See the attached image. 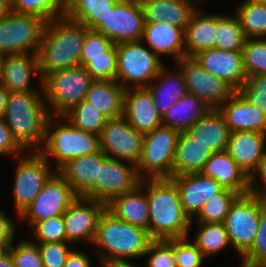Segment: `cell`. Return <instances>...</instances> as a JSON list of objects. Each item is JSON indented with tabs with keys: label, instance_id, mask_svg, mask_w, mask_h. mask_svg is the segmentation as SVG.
<instances>
[{
	"label": "cell",
	"instance_id": "obj_37",
	"mask_svg": "<svg viewBox=\"0 0 266 267\" xmlns=\"http://www.w3.org/2000/svg\"><path fill=\"white\" fill-rule=\"evenodd\" d=\"M198 225L192 242L206 259L211 255L222 252L231 245L223 223H198Z\"/></svg>",
	"mask_w": 266,
	"mask_h": 267
},
{
	"label": "cell",
	"instance_id": "obj_22",
	"mask_svg": "<svg viewBox=\"0 0 266 267\" xmlns=\"http://www.w3.org/2000/svg\"><path fill=\"white\" fill-rule=\"evenodd\" d=\"M266 133L258 131H235L230 133L226 151L250 177L259 162L266 157Z\"/></svg>",
	"mask_w": 266,
	"mask_h": 267
},
{
	"label": "cell",
	"instance_id": "obj_43",
	"mask_svg": "<svg viewBox=\"0 0 266 267\" xmlns=\"http://www.w3.org/2000/svg\"><path fill=\"white\" fill-rule=\"evenodd\" d=\"M242 52L247 77L266 75V38H247Z\"/></svg>",
	"mask_w": 266,
	"mask_h": 267
},
{
	"label": "cell",
	"instance_id": "obj_3",
	"mask_svg": "<svg viewBox=\"0 0 266 267\" xmlns=\"http://www.w3.org/2000/svg\"><path fill=\"white\" fill-rule=\"evenodd\" d=\"M49 116L41 87L34 91L10 92L3 119L17 143L29 152L41 149Z\"/></svg>",
	"mask_w": 266,
	"mask_h": 267
},
{
	"label": "cell",
	"instance_id": "obj_19",
	"mask_svg": "<svg viewBox=\"0 0 266 267\" xmlns=\"http://www.w3.org/2000/svg\"><path fill=\"white\" fill-rule=\"evenodd\" d=\"M177 186L185 214L193 220L204 203L224 188L213 178L201 173H190L170 178Z\"/></svg>",
	"mask_w": 266,
	"mask_h": 267
},
{
	"label": "cell",
	"instance_id": "obj_16",
	"mask_svg": "<svg viewBox=\"0 0 266 267\" xmlns=\"http://www.w3.org/2000/svg\"><path fill=\"white\" fill-rule=\"evenodd\" d=\"M107 208L103 202L78 196L63 214L67 242L93 243L99 219Z\"/></svg>",
	"mask_w": 266,
	"mask_h": 267
},
{
	"label": "cell",
	"instance_id": "obj_35",
	"mask_svg": "<svg viewBox=\"0 0 266 267\" xmlns=\"http://www.w3.org/2000/svg\"><path fill=\"white\" fill-rule=\"evenodd\" d=\"M117 0H68L66 17L95 30L113 9Z\"/></svg>",
	"mask_w": 266,
	"mask_h": 267
},
{
	"label": "cell",
	"instance_id": "obj_40",
	"mask_svg": "<svg viewBox=\"0 0 266 267\" xmlns=\"http://www.w3.org/2000/svg\"><path fill=\"white\" fill-rule=\"evenodd\" d=\"M75 128L100 135L109 119L92 104L83 100L63 115Z\"/></svg>",
	"mask_w": 266,
	"mask_h": 267
},
{
	"label": "cell",
	"instance_id": "obj_56",
	"mask_svg": "<svg viewBox=\"0 0 266 267\" xmlns=\"http://www.w3.org/2000/svg\"><path fill=\"white\" fill-rule=\"evenodd\" d=\"M9 94L8 89L0 84V117H3L6 111Z\"/></svg>",
	"mask_w": 266,
	"mask_h": 267
},
{
	"label": "cell",
	"instance_id": "obj_50",
	"mask_svg": "<svg viewBox=\"0 0 266 267\" xmlns=\"http://www.w3.org/2000/svg\"><path fill=\"white\" fill-rule=\"evenodd\" d=\"M44 267H63L70 252L74 249L69 242L36 243Z\"/></svg>",
	"mask_w": 266,
	"mask_h": 267
},
{
	"label": "cell",
	"instance_id": "obj_21",
	"mask_svg": "<svg viewBox=\"0 0 266 267\" xmlns=\"http://www.w3.org/2000/svg\"><path fill=\"white\" fill-rule=\"evenodd\" d=\"M107 158L99 150L93 154L70 160L58 172L77 196L95 200V183L99 180V167Z\"/></svg>",
	"mask_w": 266,
	"mask_h": 267
},
{
	"label": "cell",
	"instance_id": "obj_36",
	"mask_svg": "<svg viewBox=\"0 0 266 267\" xmlns=\"http://www.w3.org/2000/svg\"><path fill=\"white\" fill-rule=\"evenodd\" d=\"M234 14L246 38H266V3L243 0Z\"/></svg>",
	"mask_w": 266,
	"mask_h": 267
},
{
	"label": "cell",
	"instance_id": "obj_57",
	"mask_svg": "<svg viewBox=\"0 0 266 267\" xmlns=\"http://www.w3.org/2000/svg\"><path fill=\"white\" fill-rule=\"evenodd\" d=\"M11 12V0H0V19Z\"/></svg>",
	"mask_w": 266,
	"mask_h": 267
},
{
	"label": "cell",
	"instance_id": "obj_63",
	"mask_svg": "<svg viewBox=\"0 0 266 267\" xmlns=\"http://www.w3.org/2000/svg\"><path fill=\"white\" fill-rule=\"evenodd\" d=\"M251 1H254V2H264V3H266V0H251Z\"/></svg>",
	"mask_w": 266,
	"mask_h": 267
},
{
	"label": "cell",
	"instance_id": "obj_47",
	"mask_svg": "<svg viewBox=\"0 0 266 267\" xmlns=\"http://www.w3.org/2000/svg\"><path fill=\"white\" fill-rule=\"evenodd\" d=\"M7 251L14 267H44L38 245L31 240H22L16 247L11 244Z\"/></svg>",
	"mask_w": 266,
	"mask_h": 267
},
{
	"label": "cell",
	"instance_id": "obj_44",
	"mask_svg": "<svg viewBox=\"0 0 266 267\" xmlns=\"http://www.w3.org/2000/svg\"><path fill=\"white\" fill-rule=\"evenodd\" d=\"M31 229L34 243L67 242L63 215L37 222Z\"/></svg>",
	"mask_w": 266,
	"mask_h": 267
},
{
	"label": "cell",
	"instance_id": "obj_45",
	"mask_svg": "<svg viewBox=\"0 0 266 267\" xmlns=\"http://www.w3.org/2000/svg\"><path fill=\"white\" fill-rule=\"evenodd\" d=\"M237 92L266 115V75L247 77Z\"/></svg>",
	"mask_w": 266,
	"mask_h": 267
},
{
	"label": "cell",
	"instance_id": "obj_53",
	"mask_svg": "<svg viewBox=\"0 0 266 267\" xmlns=\"http://www.w3.org/2000/svg\"><path fill=\"white\" fill-rule=\"evenodd\" d=\"M259 177L262 185H258L257 178ZM249 186H250V194L263 203H266V157H264L257 167V169L253 172V174L249 177ZM258 186V187H257ZM263 186V187H261Z\"/></svg>",
	"mask_w": 266,
	"mask_h": 267
},
{
	"label": "cell",
	"instance_id": "obj_48",
	"mask_svg": "<svg viewBox=\"0 0 266 267\" xmlns=\"http://www.w3.org/2000/svg\"><path fill=\"white\" fill-rule=\"evenodd\" d=\"M189 237L174 239L176 267H201L205 257Z\"/></svg>",
	"mask_w": 266,
	"mask_h": 267
},
{
	"label": "cell",
	"instance_id": "obj_52",
	"mask_svg": "<svg viewBox=\"0 0 266 267\" xmlns=\"http://www.w3.org/2000/svg\"><path fill=\"white\" fill-rule=\"evenodd\" d=\"M25 150L14 139L13 134L9 127L6 125L3 117H0V156L6 155L17 158L23 155ZM23 152V153H21Z\"/></svg>",
	"mask_w": 266,
	"mask_h": 267
},
{
	"label": "cell",
	"instance_id": "obj_54",
	"mask_svg": "<svg viewBox=\"0 0 266 267\" xmlns=\"http://www.w3.org/2000/svg\"><path fill=\"white\" fill-rule=\"evenodd\" d=\"M0 210V249L8 250L15 240L16 222Z\"/></svg>",
	"mask_w": 266,
	"mask_h": 267
},
{
	"label": "cell",
	"instance_id": "obj_30",
	"mask_svg": "<svg viewBox=\"0 0 266 267\" xmlns=\"http://www.w3.org/2000/svg\"><path fill=\"white\" fill-rule=\"evenodd\" d=\"M147 89L161 115L187 93L184 75L178 66L177 72H172L164 65Z\"/></svg>",
	"mask_w": 266,
	"mask_h": 267
},
{
	"label": "cell",
	"instance_id": "obj_55",
	"mask_svg": "<svg viewBox=\"0 0 266 267\" xmlns=\"http://www.w3.org/2000/svg\"><path fill=\"white\" fill-rule=\"evenodd\" d=\"M91 263L88 254H85L81 250L73 249L68 255L63 267H92Z\"/></svg>",
	"mask_w": 266,
	"mask_h": 267
},
{
	"label": "cell",
	"instance_id": "obj_14",
	"mask_svg": "<svg viewBox=\"0 0 266 267\" xmlns=\"http://www.w3.org/2000/svg\"><path fill=\"white\" fill-rule=\"evenodd\" d=\"M175 64L184 75L187 92L196 95L210 109H218L235 92L228 83L209 73L193 58L184 57Z\"/></svg>",
	"mask_w": 266,
	"mask_h": 267
},
{
	"label": "cell",
	"instance_id": "obj_29",
	"mask_svg": "<svg viewBox=\"0 0 266 267\" xmlns=\"http://www.w3.org/2000/svg\"><path fill=\"white\" fill-rule=\"evenodd\" d=\"M186 132L212 152L226 150L231 133L218 109H210Z\"/></svg>",
	"mask_w": 266,
	"mask_h": 267
},
{
	"label": "cell",
	"instance_id": "obj_42",
	"mask_svg": "<svg viewBox=\"0 0 266 267\" xmlns=\"http://www.w3.org/2000/svg\"><path fill=\"white\" fill-rule=\"evenodd\" d=\"M80 65L91 74L94 80L116 81L117 48L114 44L106 56L80 57Z\"/></svg>",
	"mask_w": 266,
	"mask_h": 267
},
{
	"label": "cell",
	"instance_id": "obj_46",
	"mask_svg": "<svg viewBox=\"0 0 266 267\" xmlns=\"http://www.w3.org/2000/svg\"><path fill=\"white\" fill-rule=\"evenodd\" d=\"M147 255L149 256L148 267H176L174 239L152 240L144 258Z\"/></svg>",
	"mask_w": 266,
	"mask_h": 267
},
{
	"label": "cell",
	"instance_id": "obj_39",
	"mask_svg": "<svg viewBox=\"0 0 266 267\" xmlns=\"http://www.w3.org/2000/svg\"><path fill=\"white\" fill-rule=\"evenodd\" d=\"M68 0H11V12L36 15L49 22L66 17Z\"/></svg>",
	"mask_w": 266,
	"mask_h": 267
},
{
	"label": "cell",
	"instance_id": "obj_13",
	"mask_svg": "<svg viewBox=\"0 0 266 267\" xmlns=\"http://www.w3.org/2000/svg\"><path fill=\"white\" fill-rule=\"evenodd\" d=\"M144 134L137 132L123 117L110 118L99 139L100 150L108 158L137 165L142 153Z\"/></svg>",
	"mask_w": 266,
	"mask_h": 267
},
{
	"label": "cell",
	"instance_id": "obj_49",
	"mask_svg": "<svg viewBox=\"0 0 266 267\" xmlns=\"http://www.w3.org/2000/svg\"><path fill=\"white\" fill-rule=\"evenodd\" d=\"M241 259L250 264L266 265V203L262 201L260 222L254 243Z\"/></svg>",
	"mask_w": 266,
	"mask_h": 267
},
{
	"label": "cell",
	"instance_id": "obj_15",
	"mask_svg": "<svg viewBox=\"0 0 266 267\" xmlns=\"http://www.w3.org/2000/svg\"><path fill=\"white\" fill-rule=\"evenodd\" d=\"M144 24L145 18L140 2L118 1L95 31L117 45L140 41Z\"/></svg>",
	"mask_w": 266,
	"mask_h": 267
},
{
	"label": "cell",
	"instance_id": "obj_12",
	"mask_svg": "<svg viewBox=\"0 0 266 267\" xmlns=\"http://www.w3.org/2000/svg\"><path fill=\"white\" fill-rule=\"evenodd\" d=\"M77 197L63 176L55 171L18 219L27 220L33 227L37 222L63 215Z\"/></svg>",
	"mask_w": 266,
	"mask_h": 267
},
{
	"label": "cell",
	"instance_id": "obj_26",
	"mask_svg": "<svg viewBox=\"0 0 266 267\" xmlns=\"http://www.w3.org/2000/svg\"><path fill=\"white\" fill-rule=\"evenodd\" d=\"M141 41L160 58L168 54L176 63L185 57L184 31L169 23L145 22Z\"/></svg>",
	"mask_w": 266,
	"mask_h": 267
},
{
	"label": "cell",
	"instance_id": "obj_25",
	"mask_svg": "<svg viewBox=\"0 0 266 267\" xmlns=\"http://www.w3.org/2000/svg\"><path fill=\"white\" fill-rule=\"evenodd\" d=\"M200 173L213 178L224 189H230L239 195L250 192L249 177L226 150L213 152Z\"/></svg>",
	"mask_w": 266,
	"mask_h": 267
},
{
	"label": "cell",
	"instance_id": "obj_27",
	"mask_svg": "<svg viewBox=\"0 0 266 267\" xmlns=\"http://www.w3.org/2000/svg\"><path fill=\"white\" fill-rule=\"evenodd\" d=\"M200 1L203 2V0H140V4L145 22L169 23L185 32L193 13L198 9L196 2Z\"/></svg>",
	"mask_w": 266,
	"mask_h": 267
},
{
	"label": "cell",
	"instance_id": "obj_32",
	"mask_svg": "<svg viewBox=\"0 0 266 267\" xmlns=\"http://www.w3.org/2000/svg\"><path fill=\"white\" fill-rule=\"evenodd\" d=\"M212 153L186 131L180 132L173 160V176L200 173Z\"/></svg>",
	"mask_w": 266,
	"mask_h": 267
},
{
	"label": "cell",
	"instance_id": "obj_60",
	"mask_svg": "<svg viewBox=\"0 0 266 267\" xmlns=\"http://www.w3.org/2000/svg\"><path fill=\"white\" fill-rule=\"evenodd\" d=\"M241 266L240 267H266L265 264H250V263H247V262H243L241 261Z\"/></svg>",
	"mask_w": 266,
	"mask_h": 267
},
{
	"label": "cell",
	"instance_id": "obj_1",
	"mask_svg": "<svg viewBox=\"0 0 266 267\" xmlns=\"http://www.w3.org/2000/svg\"><path fill=\"white\" fill-rule=\"evenodd\" d=\"M148 233L153 240L189 237L193 221L185 214L180 193L171 179H146Z\"/></svg>",
	"mask_w": 266,
	"mask_h": 267
},
{
	"label": "cell",
	"instance_id": "obj_17",
	"mask_svg": "<svg viewBox=\"0 0 266 267\" xmlns=\"http://www.w3.org/2000/svg\"><path fill=\"white\" fill-rule=\"evenodd\" d=\"M140 182L135 165L107 158L99 167V180L95 183V200L107 205L118 195L134 190Z\"/></svg>",
	"mask_w": 266,
	"mask_h": 267
},
{
	"label": "cell",
	"instance_id": "obj_11",
	"mask_svg": "<svg viewBox=\"0 0 266 267\" xmlns=\"http://www.w3.org/2000/svg\"><path fill=\"white\" fill-rule=\"evenodd\" d=\"M261 200L250 193L239 195L231 204L223 224L231 246L242 257L253 245L260 222Z\"/></svg>",
	"mask_w": 266,
	"mask_h": 267
},
{
	"label": "cell",
	"instance_id": "obj_5",
	"mask_svg": "<svg viewBox=\"0 0 266 267\" xmlns=\"http://www.w3.org/2000/svg\"><path fill=\"white\" fill-rule=\"evenodd\" d=\"M99 150L98 134L75 128L63 116H49L45 127L44 143L39 152L47 161L49 158L51 160L54 158L53 161L56 162L54 170L58 171L72 159L90 155Z\"/></svg>",
	"mask_w": 266,
	"mask_h": 267
},
{
	"label": "cell",
	"instance_id": "obj_7",
	"mask_svg": "<svg viewBox=\"0 0 266 267\" xmlns=\"http://www.w3.org/2000/svg\"><path fill=\"white\" fill-rule=\"evenodd\" d=\"M145 44L140 40L116 45V81L125 90L147 88L164 66L160 57Z\"/></svg>",
	"mask_w": 266,
	"mask_h": 267
},
{
	"label": "cell",
	"instance_id": "obj_64",
	"mask_svg": "<svg viewBox=\"0 0 266 267\" xmlns=\"http://www.w3.org/2000/svg\"><path fill=\"white\" fill-rule=\"evenodd\" d=\"M6 250L0 249V256L5 252Z\"/></svg>",
	"mask_w": 266,
	"mask_h": 267
},
{
	"label": "cell",
	"instance_id": "obj_34",
	"mask_svg": "<svg viewBox=\"0 0 266 267\" xmlns=\"http://www.w3.org/2000/svg\"><path fill=\"white\" fill-rule=\"evenodd\" d=\"M125 89L117 81L95 80L85 101L104 113L109 119L123 116Z\"/></svg>",
	"mask_w": 266,
	"mask_h": 267
},
{
	"label": "cell",
	"instance_id": "obj_6",
	"mask_svg": "<svg viewBox=\"0 0 266 267\" xmlns=\"http://www.w3.org/2000/svg\"><path fill=\"white\" fill-rule=\"evenodd\" d=\"M94 81L81 65L46 75L42 79V88L49 115L63 116L73 106L85 100Z\"/></svg>",
	"mask_w": 266,
	"mask_h": 267
},
{
	"label": "cell",
	"instance_id": "obj_41",
	"mask_svg": "<svg viewBox=\"0 0 266 267\" xmlns=\"http://www.w3.org/2000/svg\"><path fill=\"white\" fill-rule=\"evenodd\" d=\"M238 196L235 191L224 189L220 194L209 198L195 216L198 218L197 223H223L231 204Z\"/></svg>",
	"mask_w": 266,
	"mask_h": 267
},
{
	"label": "cell",
	"instance_id": "obj_10",
	"mask_svg": "<svg viewBox=\"0 0 266 267\" xmlns=\"http://www.w3.org/2000/svg\"><path fill=\"white\" fill-rule=\"evenodd\" d=\"M26 154L17 157L13 182V202L18 217L35 200L45 182L56 171L50 168V159L47 161L39 151H29Z\"/></svg>",
	"mask_w": 266,
	"mask_h": 267
},
{
	"label": "cell",
	"instance_id": "obj_62",
	"mask_svg": "<svg viewBox=\"0 0 266 267\" xmlns=\"http://www.w3.org/2000/svg\"><path fill=\"white\" fill-rule=\"evenodd\" d=\"M117 1H130V2H140V0H117Z\"/></svg>",
	"mask_w": 266,
	"mask_h": 267
},
{
	"label": "cell",
	"instance_id": "obj_23",
	"mask_svg": "<svg viewBox=\"0 0 266 267\" xmlns=\"http://www.w3.org/2000/svg\"><path fill=\"white\" fill-rule=\"evenodd\" d=\"M230 132L258 131L266 133V115L245 100L237 91L219 108Z\"/></svg>",
	"mask_w": 266,
	"mask_h": 267
},
{
	"label": "cell",
	"instance_id": "obj_31",
	"mask_svg": "<svg viewBox=\"0 0 266 267\" xmlns=\"http://www.w3.org/2000/svg\"><path fill=\"white\" fill-rule=\"evenodd\" d=\"M197 9L184 32L185 57L193 58L198 53L214 48L216 43V13L202 14Z\"/></svg>",
	"mask_w": 266,
	"mask_h": 267
},
{
	"label": "cell",
	"instance_id": "obj_24",
	"mask_svg": "<svg viewBox=\"0 0 266 267\" xmlns=\"http://www.w3.org/2000/svg\"><path fill=\"white\" fill-rule=\"evenodd\" d=\"M35 74L39 77L40 87H42L37 54L22 53L4 55L2 85L9 92L36 90L30 82L32 76Z\"/></svg>",
	"mask_w": 266,
	"mask_h": 267
},
{
	"label": "cell",
	"instance_id": "obj_51",
	"mask_svg": "<svg viewBox=\"0 0 266 267\" xmlns=\"http://www.w3.org/2000/svg\"><path fill=\"white\" fill-rule=\"evenodd\" d=\"M113 45L114 43L103 34L87 29L80 57L106 56V52Z\"/></svg>",
	"mask_w": 266,
	"mask_h": 267
},
{
	"label": "cell",
	"instance_id": "obj_20",
	"mask_svg": "<svg viewBox=\"0 0 266 267\" xmlns=\"http://www.w3.org/2000/svg\"><path fill=\"white\" fill-rule=\"evenodd\" d=\"M123 117L142 134L152 132L163 125L162 115L154 104L147 88H130L125 90Z\"/></svg>",
	"mask_w": 266,
	"mask_h": 267
},
{
	"label": "cell",
	"instance_id": "obj_9",
	"mask_svg": "<svg viewBox=\"0 0 266 267\" xmlns=\"http://www.w3.org/2000/svg\"><path fill=\"white\" fill-rule=\"evenodd\" d=\"M45 23L39 16L13 12L0 19V55L38 54Z\"/></svg>",
	"mask_w": 266,
	"mask_h": 267
},
{
	"label": "cell",
	"instance_id": "obj_18",
	"mask_svg": "<svg viewBox=\"0 0 266 267\" xmlns=\"http://www.w3.org/2000/svg\"><path fill=\"white\" fill-rule=\"evenodd\" d=\"M193 59L209 73L223 79L235 91L247 78L242 50L228 51L211 48L198 53Z\"/></svg>",
	"mask_w": 266,
	"mask_h": 267
},
{
	"label": "cell",
	"instance_id": "obj_8",
	"mask_svg": "<svg viewBox=\"0 0 266 267\" xmlns=\"http://www.w3.org/2000/svg\"><path fill=\"white\" fill-rule=\"evenodd\" d=\"M179 132L161 125L144 134L142 153L136 165L138 176L144 179H170Z\"/></svg>",
	"mask_w": 266,
	"mask_h": 267
},
{
	"label": "cell",
	"instance_id": "obj_58",
	"mask_svg": "<svg viewBox=\"0 0 266 267\" xmlns=\"http://www.w3.org/2000/svg\"><path fill=\"white\" fill-rule=\"evenodd\" d=\"M0 267H14L11 254L8 251L0 256Z\"/></svg>",
	"mask_w": 266,
	"mask_h": 267
},
{
	"label": "cell",
	"instance_id": "obj_61",
	"mask_svg": "<svg viewBox=\"0 0 266 267\" xmlns=\"http://www.w3.org/2000/svg\"><path fill=\"white\" fill-rule=\"evenodd\" d=\"M3 61H4V56L0 55V84H2V77H3Z\"/></svg>",
	"mask_w": 266,
	"mask_h": 267
},
{
	"label": "cell",
	"instance_id": "obj_2",
	"mask_svg": "<svg viewBox=\"0 0 266 267\" xmlns=\"http://www.w3.org/2000/svg\"><path fill=\"white\" fill-rule=\"evenodd\" d=\"M88 28L67 17L45 23L38 51L41 79L59 70L80 65V54Z\"/></svg>",
	"mask_w": 266,
	"mask_h": 267
},
{
	"label": "cell",
	"instance_id": "obj_38",
	"mask_svg": "<svg viewBox=\"0 0 266 267\" xmlns=\"http://www.w3.org/2000/svg\"><path fill=\"white\" fill-rule=\"evenodd\" d=\"M215 37L214 48L228 51L242 50L247 39L237 15L228 16L218 13L216 14Z\"/></svg>",
	"mask_w": 266,
	"mask_h": 267
},
{
	"label": "cell",
	"instance_id": "obj_4",
	"mask_svg": "<svg viewBox=\"0 0 266 267\" xmlns=\"http://www.w3.org/2000/svg\"><path fill=\"white\" fill-rule=\"evenodd\" d=\"M152 240L148 230L117 218L106 208L92 245L99 249L100 263L121 262L144 257Z\"/></svg>",
	"mask_w": 266,
	"mask_h": 267
},
{
	"label": "cell",
	"instance_id": "obj_33",
	"mask_svg": "<svg viewBox=\"0 0 266 267\" xmlns=\"http://www.w3.org/2000/svg\"><path fill=\"white\" fill-rule=\"evenodd\" d=\"M209 110L201 99L187 92L162 115V123L179 133L185 132Z\"/></svg>",
	"mask_w": 266,
	"mask_h": 267
},
{
	"label": "cell",
	"instance_id": "obj_28",
	"mask_svg": "<svg viewBox=\"0 0 266 267\" xmlns=\"http://www.w3.org/2000/svg\"><path fill=\"white\" fill-rule=\"evenodd\" d=\"M107 209L117 218L148 230L149 205L146 179L141 180L134 190L115 197L107 204Z\"/></svg>",
	"mask_w": 266,
	"mask_h": 267
},
{
	"label": "cell",
	"instance_id": "obj_59",
	"mask_svg": "<svg viewBox=\"0 0 266 267\" xmlns=\"http://www.w3.org/2000/svg\"><path fill=\"white\" fill-rule=\"evenodd\" d=\"M100 267H136L134 264L129 261H121V262H103L99 265Z\"/></svg>",
	"mask_w": 266,
	"mask_h": 267
}]
</instances>
